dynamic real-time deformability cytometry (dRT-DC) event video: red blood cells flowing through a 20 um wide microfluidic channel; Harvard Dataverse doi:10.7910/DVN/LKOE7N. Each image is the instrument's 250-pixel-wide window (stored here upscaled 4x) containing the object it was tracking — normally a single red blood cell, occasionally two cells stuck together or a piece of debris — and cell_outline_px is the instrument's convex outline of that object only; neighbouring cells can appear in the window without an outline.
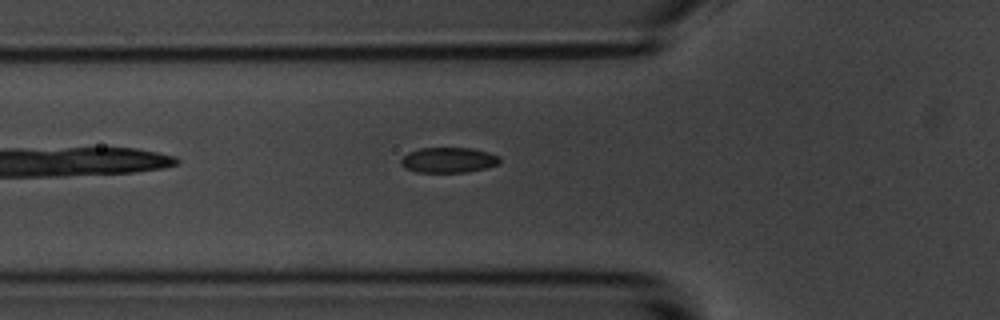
{"species": "common noctule bat (a hibernating species)", "species_latin": "Nyctalus noctula", "temperature_condition": "room temperature", "stored_images_in_passage": 6, "camera_frame_rate_fps": 3000, "um_per_image_px": 0.085, "animal": {"sex": "male", "body_mass_g": 20.1, "forearm_length_mm": 53.5}, "frame": {"image": 1, "passage_image": 6, "time_ms": 5.667, "image_size_px": [1000, 320], "cell_outline_px": [[500, 164], [468, 172], [416, 172], [404, 168], [400, 164], [400, 160], [408, 152], [420, 148], [472, 148], [488, 152], [500, 156]], "centroid_in_image_um": [38.11, 13.6], "position_along_channel_um": 87.7, "area_um2": 14.68}}